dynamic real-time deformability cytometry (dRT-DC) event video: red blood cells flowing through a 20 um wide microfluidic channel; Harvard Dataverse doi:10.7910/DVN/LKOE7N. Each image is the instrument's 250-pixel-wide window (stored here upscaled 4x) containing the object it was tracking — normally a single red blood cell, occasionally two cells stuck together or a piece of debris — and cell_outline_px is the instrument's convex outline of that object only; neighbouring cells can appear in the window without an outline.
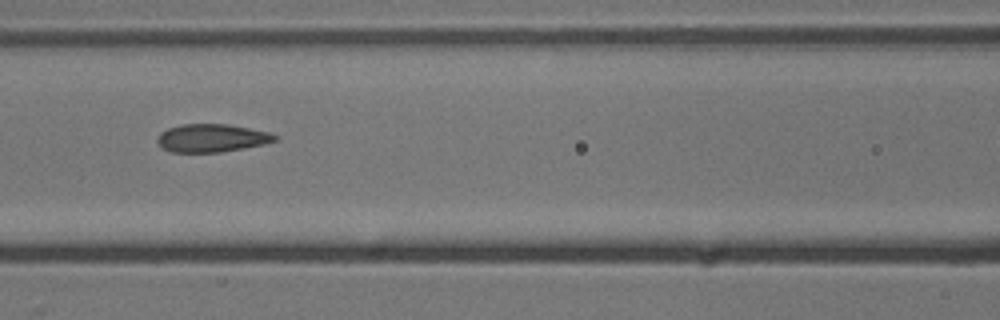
{"species": "common noctule bat (a hibernating species)", "species_latin": "Nyctalus noctula", "temperature_condition": "cold", "stored_images_in_passage": 8, "camera_frame_rate_fps": 3000, "um_per_image_px": 0.085, "animal": {"sex": "male", "body_mass_g": 13.3}, "frame": {"image": 1, "passage_image": 6, "time_ms": 5.667, "image_size_px": [1000, 320], "cell_outline_px": [[280, 136], [276, 140], [264, 144], [220, 152], [172, 152], [164, 148], [156, 140], [160, 132], [168, 128], [180, 124], [228, 124], [268, 132]], "centroid_in_image_um": [17.99, 11.72], "position_along_channel_um": 148.6, "area_um2": 19.07}}
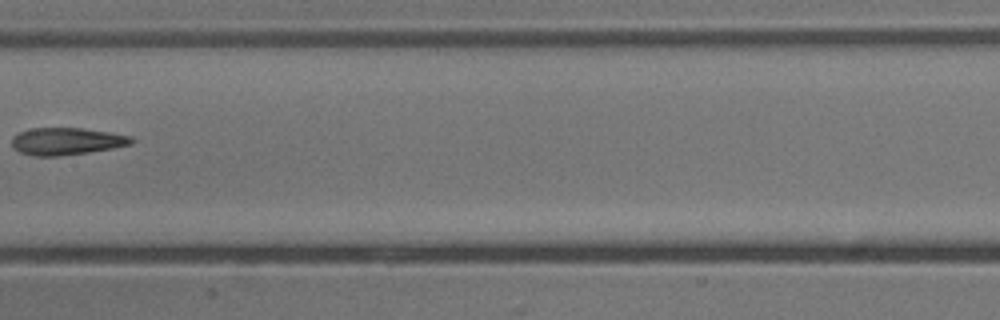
{"frame": {"image": 2, "passage_image": 8, "time_ms": 9.0, "image_size_px": [1000, 320], "cell_outline_px": [[136, 140], [132, 144], [112, 148], [88, 152], [56, 156], [36, 156], [20, 152], [12, 148], [12, 136], [20, 132], [32, 128], [80, 128], [108, 132], [132, 136]], "centroid_in_image_um": [5.66, 12.0], "position_along_channel_um": 201.7, "area_um2": 18.9}}